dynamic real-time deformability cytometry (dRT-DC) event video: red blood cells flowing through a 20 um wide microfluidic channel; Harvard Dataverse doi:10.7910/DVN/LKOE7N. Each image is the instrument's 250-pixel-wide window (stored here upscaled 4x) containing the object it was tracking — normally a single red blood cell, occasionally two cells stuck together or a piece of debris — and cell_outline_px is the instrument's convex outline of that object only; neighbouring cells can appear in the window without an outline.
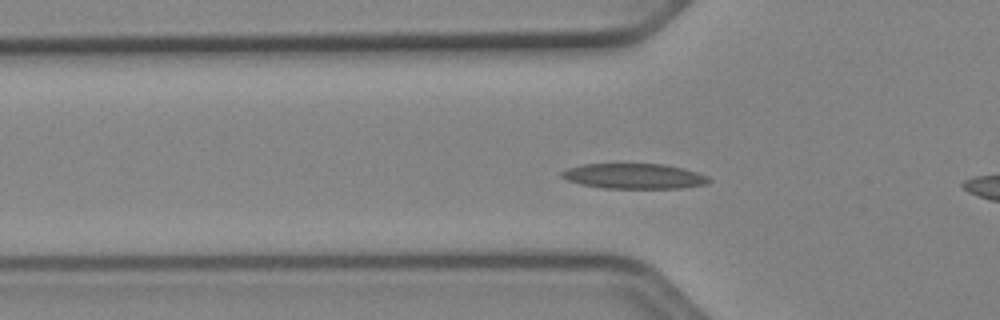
{"species": "Egyptian fruit bat (a non-hibernating species)", "species_latin": "Rousettus aegyptiacus", "temperature_condition": "cold", "stored_images_in_passage": 52, "camera_frame_rate_fps": 3000, "um_per_image_px": 0.085, "animal": {"sex": "female"}, "frame": {"image": 1, "passage_image": 16, "time_ms": 5.0, "image_size_px": [1000, 320], "cell_outline_px": [[712, 180], [708, 184], [680, 188], [604, 188], [580, 184], [568, 180], [560, 176], [560, 172], [568, 168], [580, 164], [664, 164], [684, 168], [708, 176]], "centroid_in_image_um": [53.91, 14.97], "position_along_channel_um": 71.9, "area_um2": 21.73}}
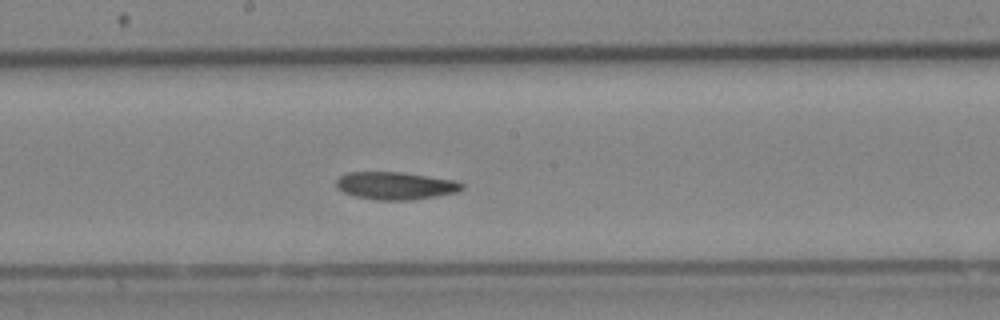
{"frame": {"image": 2, "passage_image": 27, "time_ms": 8.667, "image_size_px": [1000, 320], "cell_outline_px": [[464, 188], [456, 192], [436, 196], [412, 200], [376, 200], [356, 196], [344, 192], [336, 188], [336, 180], [340, 176], [348, 172], [400, 172], [456, 180], [464, 184]], "centroid_in_image_um": [33.62, 15.78], "position_along_channel_um": 214.6, "area_um2": 20.23}}
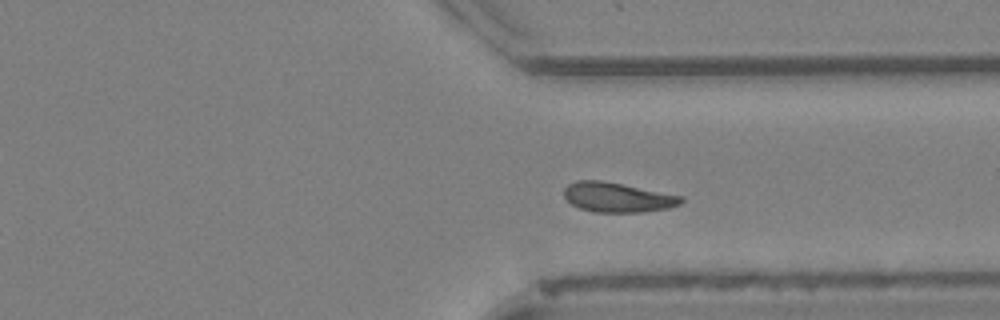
{"frame": {"image": 3, "passage_image": 38, "time_ms": 12.333, "image_size_px": [1000, 320], "cell_outline_px": [[684, 200], [680, 204], [668, 208], [644, 212], [592, 212], [580, 208], [572, 204], [564, 196], [564, 188], [568, 184], [576, 180], [600, 180], [684, 196]], "centroid_in_image_um": [52.49, 16.77], "position_along_channel_um": 358.9, "area_um2": 20.23}, "authors_computed_cell_mechanics": {"area_um2": 20.4323, "velocity_mm_per_s": 3.9069, "shape_relaxation_time_tau1_ms": 7.1148, "shape_relaxation_time_tau2_ms": 5.7449, "deformation_change_tau1": 0.1376, "deformation_change_tau2": 0.1069}}